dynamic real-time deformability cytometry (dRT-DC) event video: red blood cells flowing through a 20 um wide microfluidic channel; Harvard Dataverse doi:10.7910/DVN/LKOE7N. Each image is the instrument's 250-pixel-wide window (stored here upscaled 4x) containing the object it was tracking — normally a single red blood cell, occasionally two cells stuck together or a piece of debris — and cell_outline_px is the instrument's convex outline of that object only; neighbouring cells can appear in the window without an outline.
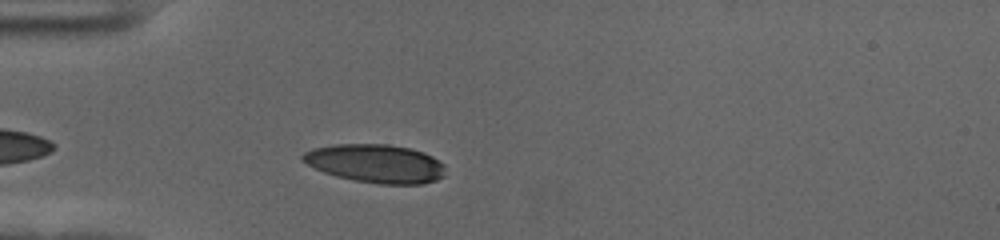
{"species": "human", "species_latin": "Homo sapiens", "temperature_condition": "cold", "stored_images_in_passage": 40, "camera_frame_rate_fps": 3000, "um_per_image_px": 0.085, "donor": {"sex": "female"}, "frame": {"image": 1, "passage_image": 4, "time_ms": 1.0, "image_size_px": [1000, 240], "cell_outline_px": [[444, 176], [436, 180], [424, 184], [380, 184], [352, 180], [336, 176], [324, 172], [300, 160], [300, 156], [304, 152], [312, 148], [332, 144], [388, 144], [412, 148], [424, 152], [432, 156], [444, 164]], "centroid_in_image_um": [31.93, 13.89], "position_along_channel_um": 53.1, "area_um2": 32.25}}
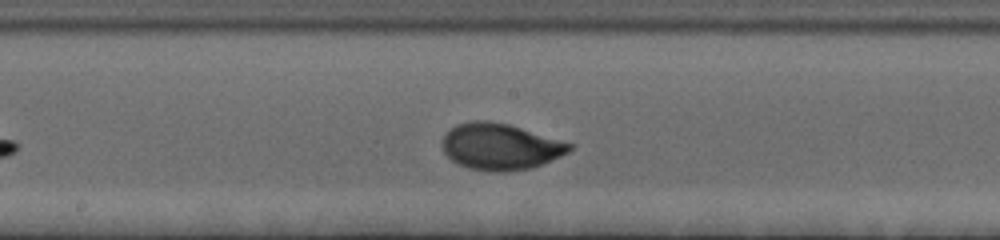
{"frame": {"image": 2, "passage_image": 18, "time_ms": 5.667, "image_size_px": [1000, 240], "cell_outline_px": [[576, 144], [568, 152], [544, 164], [532, 168], [504, 172], [488, 172], [468, 168], [452, 160], [444, 152], [440, 144], [444, 136], [456, 124], [468, 120], [488, 120], [508, 124]], "centroid_in_image_um": [42.53, 12.46], "position_along_channel_um": 205.7, "area_um2": 34.74}}
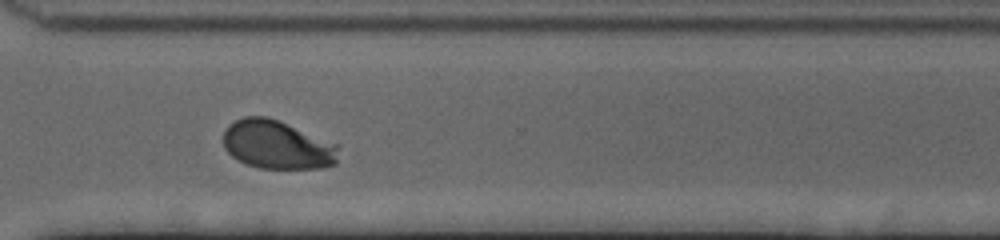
{"frame": {"image": 3, "passage_image": 30, "time_ms": 9.667, "image_size_px": [1000, 240], "cell_outline_px": [[340, 144], [336, 164], [320, 168], [260, 168], [248, 164], [232, 156], [224, 148], [224, 128], [228, 124], [244, 116], [268, 116]], "centroid_in_image_um": [23.59, 12.29], "position_along_channel_um": 347.0, "area_um2": 32.89}, "authors_computed_cell_mechanics": {"area_um2": 32.946, "velocity_mm_per_s": 3.5371, "shape_relaxation_time_tau1_ms": 2.7463, "shape_relaxation_time_tau2_ms": null, "deformation_change_tau1": 0.1615, "deformation_change_tau2": null}}